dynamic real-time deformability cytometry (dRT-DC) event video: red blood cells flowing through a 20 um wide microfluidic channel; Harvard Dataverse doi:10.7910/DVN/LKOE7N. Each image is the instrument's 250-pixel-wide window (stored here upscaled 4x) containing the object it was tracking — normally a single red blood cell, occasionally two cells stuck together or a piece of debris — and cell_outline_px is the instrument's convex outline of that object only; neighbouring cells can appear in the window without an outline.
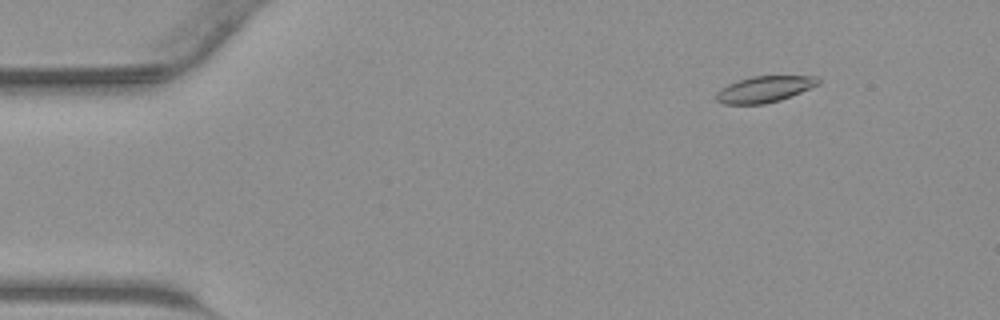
{"species": "common noctule bat (a hibernating species)", "species_latin": "Nyctalus noctula", "temperature_condition": "warm", "stored_images_in_passage": 45, "camera_frame_rate_fps": 3000, "um_per_image_px": 0.085, "animal": {"sex": "male", "body_mass_g": 23.1, "forearm_length_mm": 52.7}, "frame": {"image": 1, "passage_image": 6, "time_ms": 1.667, "image_size_px": [1000, 320], "cell_outline_px": [[820, 84], [780, 100], [764, 104], [724, 104], [716, 100], [716, 92], [720, 88], [736, 80], [752, 76], [816, 76], [820, 80]], "centroid_in_image_um": [64.95, 7.58], "position_along_channel_um": 20.0, "area_um2": 15.61}}
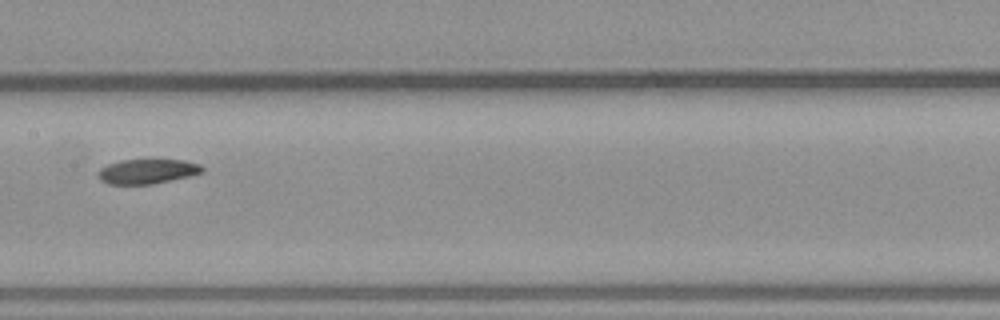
{"frame": {"image": 2, "passage_image": 23, "time_ms": 7.333, "image_size_px": [1000, 320], "cell_outline_px": [[204, 172], [192, 176], [152, 184], [108, 184], [100, 180], [96, 176], [96, 172], [100, 168], [108, 164], [120, 160], [148, 156], [152, 156], [184, 160], [200, 164], [204, 168]], "centroid_in_image_um": [12.54, 14.51], "position_along_channel_um": 194.9, "area_um2": 16.18}}
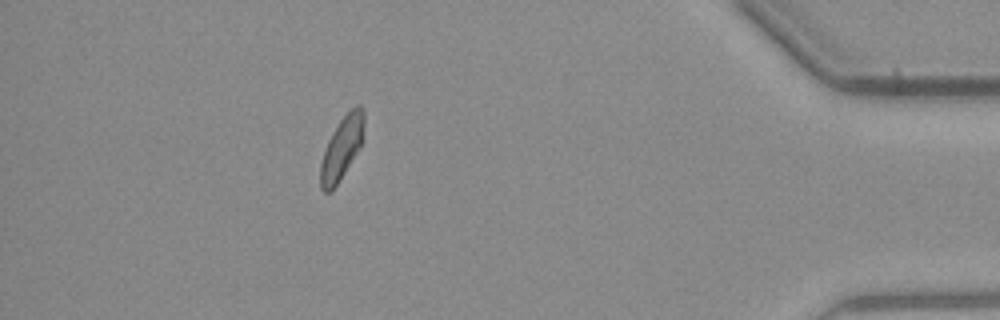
{"frame": {"image": 3, "passage_image": 40, "time_ms": 13.0, "image_size_px": [1000, 320], "cell_outline_px": [[364, 124], [360, 148], [332, 192], [324, 192], [320, 188], [320, 164], [328, 140], [332, 132], [340, 120], [356, 104], [360, 104], [364, 108]], "centroid_in_image_um": [29.05, 12.59], "position_along_channel_um": 406.2, "area_um2": 15.9}}